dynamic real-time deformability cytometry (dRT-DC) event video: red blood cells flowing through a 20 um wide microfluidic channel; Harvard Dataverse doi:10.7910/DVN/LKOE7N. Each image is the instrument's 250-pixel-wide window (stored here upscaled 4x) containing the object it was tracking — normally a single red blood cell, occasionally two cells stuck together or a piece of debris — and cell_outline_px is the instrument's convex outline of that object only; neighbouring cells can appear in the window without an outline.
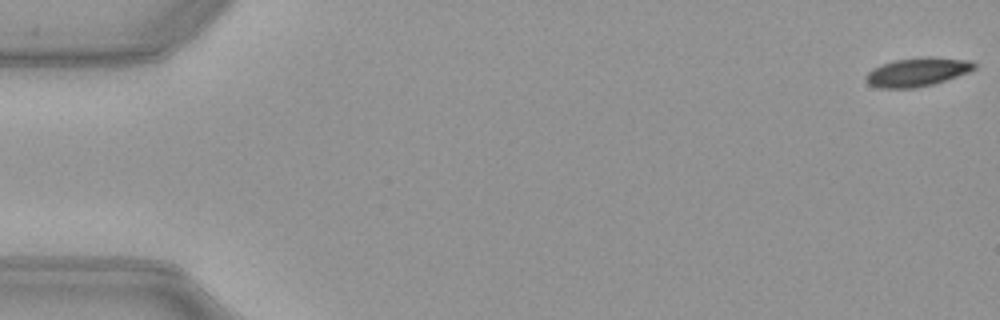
{"species": "common noctule bat (a hibernating species)", "species_latin": "Nyctalus noctula", "temperature_condition": "warm", "stored_images_in_passage": 7, "camera_frame_rate_fps": 3000, "um_per_image_px": 0.085, "animal": {"sex": "female", "body_mass_g": 21.9}, "frame": {"image": 1, "passage_image": 1, "time_ms": 0.0, "image_size_px": [1000, 320], "cell_outline_px": [[976, 68], [968, 72], [932, 84], [916, 88], [880, 88], [868, 84], [864, 76], [872, 68], [896, 60], [928, 56], [968, 60], [976, 64]], "centroid_in_image_um": [77.95, 6.12], "position_along_channel_um": 7.1, "area_um2": 17.92}}